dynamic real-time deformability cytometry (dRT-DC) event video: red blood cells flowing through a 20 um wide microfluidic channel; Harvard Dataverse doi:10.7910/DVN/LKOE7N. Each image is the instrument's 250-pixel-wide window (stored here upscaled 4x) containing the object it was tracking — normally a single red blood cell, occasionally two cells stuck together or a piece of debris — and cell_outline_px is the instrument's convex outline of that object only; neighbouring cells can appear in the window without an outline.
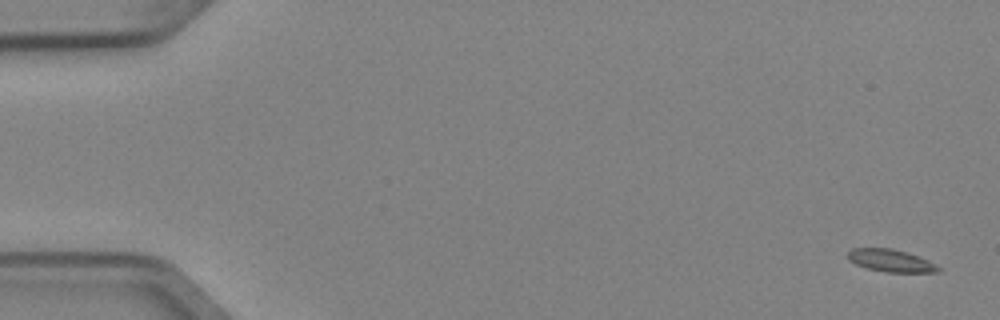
{"species": "Egyptian fruit bat (a non-hibernating species)", "species_latin": "Rousettus aegyptiacus", "temperature_condition": "cold", "stored_images_in_passage": 5, "camera_frame_rate_fps": 3000, "um_per_image_px": 0.085, "animal": {"sex": "female"}, "frame": {"image": 1, "passage_image": 1, "time_ms": 0.0, "image_size_px": [1000, 320], "cell_outline_px": [[940, 272], [888, 272], [868, 268], [856, 264], [848, 260], [848, 252], [852, 248], [892, 248], [908, 252], [928, 260], [936, 264], [940, 268]], "centroid_in_image_um": [75.73, 22.14], "position_along_channel_um": 9.3, "area_um2": 11.79}}
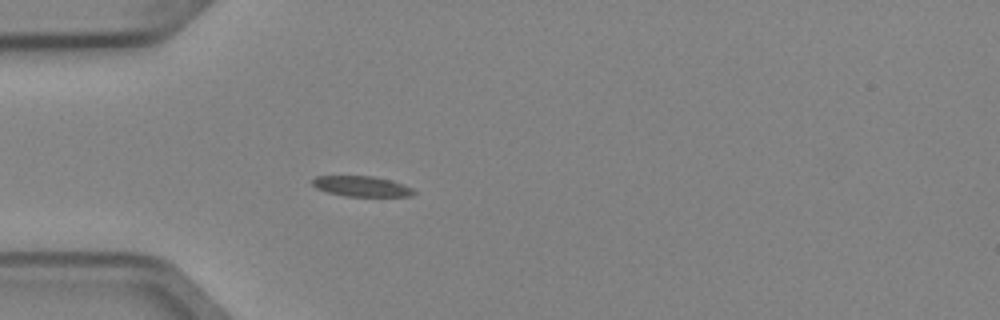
{"frame": {"image": 2, "passage_image": 5, "time_ms": 1.333, "image_size_px": [1000, 320], "cell_outline_px": [[416, 192], [412, 196], [344, 196], [328, 192], [316, 188], [312, 184], [312, 180], [316, 176], [372, 176], [392, 180], [404, 184], [412, 188]], "centroid_in_image_um": [30.76, 15.83], "position_along_channel_um": 54.2, "area_um2": 12.08}}